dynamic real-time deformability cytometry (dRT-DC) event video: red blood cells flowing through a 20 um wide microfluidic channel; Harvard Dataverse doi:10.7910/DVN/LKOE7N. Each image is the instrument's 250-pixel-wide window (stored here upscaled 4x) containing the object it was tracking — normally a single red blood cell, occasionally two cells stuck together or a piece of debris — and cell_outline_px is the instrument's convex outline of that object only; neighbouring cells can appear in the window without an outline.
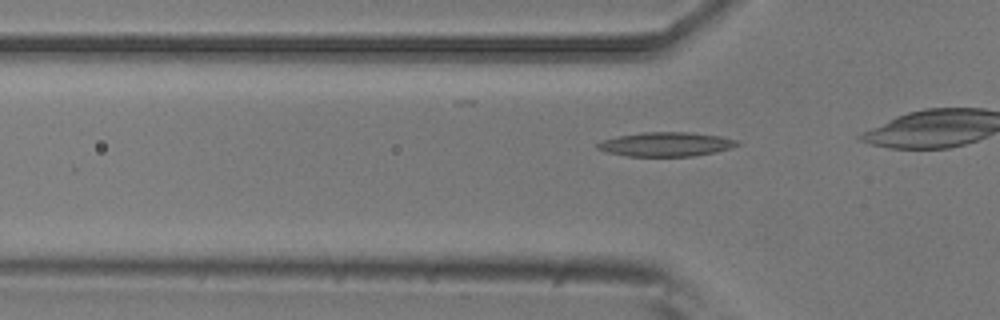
{"species": "common noctule bat (a hibernating species)", "species_latin": "Nyctalus noctula", "temperature_condition": "room temperature", "stored_images_in_passage": 4, "camera_frame_rate_fps": 3000, "um_per_image_px": 0.085, "animal": {"sex": "male", "body_mass_g": 20.5, "forearm_length_mm": 52.5}, "frame": {"image": 1, "passage_image": 4, "time_ms": 1.0, "image_size_px": [1000, 320], "cell_outline_px": [[740, 144], [716, 152], [692, 156], [628, 156], [608, 152], [596, 148], [596, 144], [600, 140], [620, 136], [644, 132], [692, 132], [720, 136], [736, 140]], "centroid_in_image_um": [56.59, 12.26], "position_along_channel_um": 69.2, "area_um2": 19.54}}